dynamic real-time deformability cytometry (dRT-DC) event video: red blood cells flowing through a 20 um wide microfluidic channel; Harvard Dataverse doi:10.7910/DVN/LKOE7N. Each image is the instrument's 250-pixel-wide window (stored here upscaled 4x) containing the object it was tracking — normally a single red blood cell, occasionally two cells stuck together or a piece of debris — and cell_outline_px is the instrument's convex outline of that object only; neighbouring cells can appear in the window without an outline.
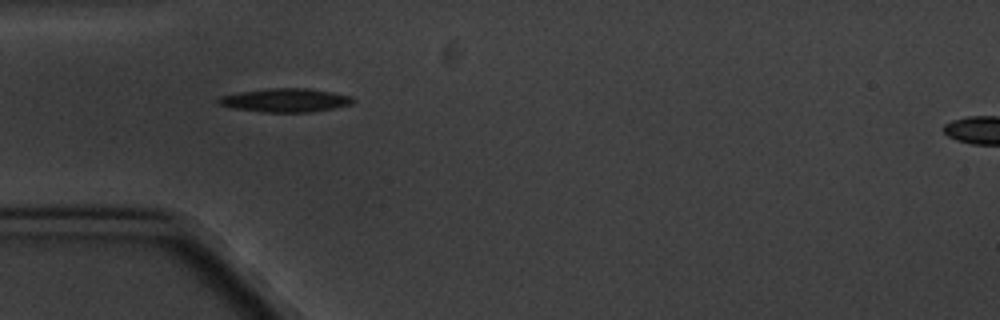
{"species": "common noctule bat (a hibernating species)", "species_latin": "Nyctalus noctula", "temperature_condition": "cold", "stored_images_in_passage": 2, "camera_frame_rate_fps": 3000, "um_per_image_px": 0.085, "animal": {"sex": "male", "body_mass_g": 20.1, "forearm_length_mm": 53.5}, "frame": {"image": 1, "passage_image": 1, "time_ms": 0.0, "image_size_px": [1000, 320], "cell_outline_px": [[356, 100], [352, 104], [336, 108], [312, 112], [264, 112], [232, 108], [220, 104], [216, 100], [220, 96], [240, 92], [268, 88], [308, 88], [332, 92], [352, 96]], "centroid_in_image_um": [24.3, 8.52], "position_along_channel_um": 60.7, "area_um2": 18.61}}